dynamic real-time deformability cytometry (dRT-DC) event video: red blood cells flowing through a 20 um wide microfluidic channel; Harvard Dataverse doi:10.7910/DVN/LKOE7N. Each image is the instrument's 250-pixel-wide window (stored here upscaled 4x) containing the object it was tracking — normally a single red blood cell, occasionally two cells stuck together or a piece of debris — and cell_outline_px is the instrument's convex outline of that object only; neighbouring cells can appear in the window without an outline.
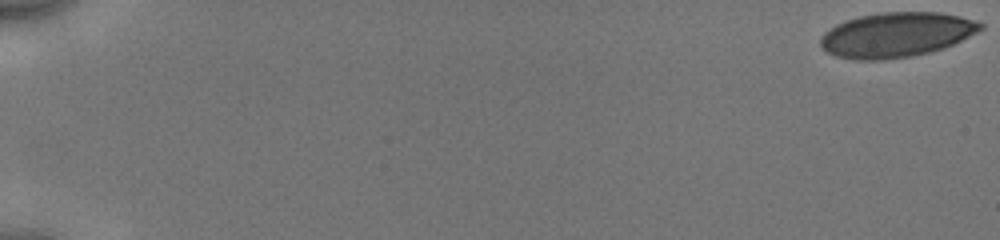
{"species": "human", "species_latin": "Homo sapiens", "temperature_condition": "cold", "stored_images_in_passage": 54, "camera_frame_rate_fps": 3000, "um_per_image_px": 0.085, "donor": {"sex": "male"}, "frame": {"image": 1, "passage_image": 1, "time_ms": 0.0, "image_size_px": [1000, 240], "cell_outline_px": [[984, 28], [944, 48], [912, 56], [884, 60], [856, 60], [836, 56], [828, 52], [820, 44], [820, 36], [824, 32], [836, 24], [844, 20], [860, 16], [884, 12], [940, 12], [960, 16], [984, 24]], "centroid_in_image_um": [76.16, 2.95], "position_along_channel_um": 8.8, "area_um2": 41.62}}
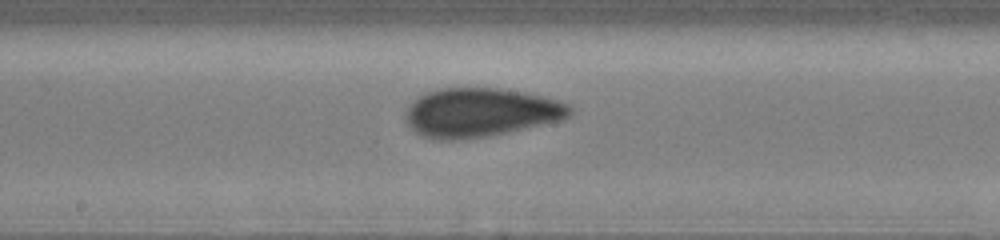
{"frame": {"image": 2, "passage_image": 31, "time_ms": 10.0, "image_size_px": [1000, 240], "cell_outline_px": [[572, 112], [568, 116], [560, 120], [504, 132], [484, 136], [452, 140], [440, 140], [420, 136], [404, 120], [408, 108], [424, 92], [436, 88], [496, 88], [520, 92], [540, 96], [556, 100], [568, 104], [572, 108]], "centroid_in_image_um": [40.78, 9.55], "position_along_channel_um": 207.4, "area_um2": 46.01}}
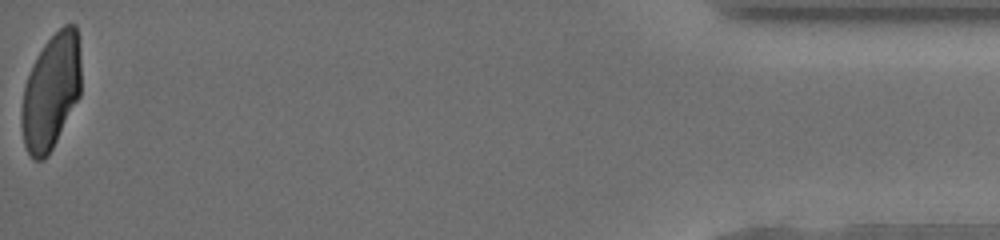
{"frame": {"image": 3, "passage_image": 54, "time_ms": 17.667, "image_size_px": [1000, 240], "cell_outline_px": [[80, 96], [48, 156], [44, 160], [32, 160], [24, 144], [20, 124], [20, 116], [24, 84], [44, 44], [64, 24], [76, 24], [80, 52]], "centroid_in_image_um": [4.33, 7.83], "position_along_channel_um": 430.9, "area_um2": 40.0}, "authors_computed_cell_mechanics": {"area_um2": 44.1592, "velocity_mm_per_s": 3.9575, "shape_relaxation_time_tau1_ms": 6.9389, "shape_relaxation_time_tau2_ms": 0.987, "deformation_change_tau1": 0.1761, "deformation_change_tau2": 0.0589}}